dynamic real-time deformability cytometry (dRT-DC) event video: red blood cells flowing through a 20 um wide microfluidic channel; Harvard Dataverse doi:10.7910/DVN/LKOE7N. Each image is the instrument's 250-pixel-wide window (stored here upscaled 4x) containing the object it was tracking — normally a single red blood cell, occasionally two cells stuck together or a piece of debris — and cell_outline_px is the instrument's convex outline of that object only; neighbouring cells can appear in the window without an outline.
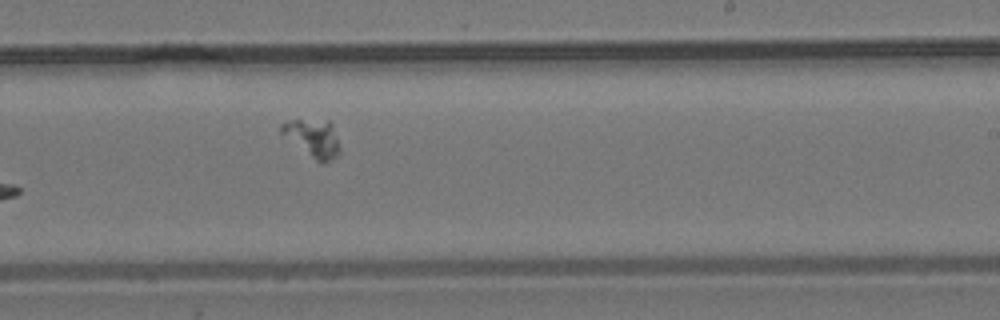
{"species": "common noctule bat (a hibernating species)", "species_latin": "Nyctalus noctula", "temperature_condition": "room temperature", "stored_images_in_passage": 10, "camera_frame_rate_fps": 3000, "um_per_image_px": 0.085, "animal": {"sex": "male", "body_mass_g": 19.2, "forearm_length_mm": 51.8}, "frame": {"image": 1, "passage_image": 10, "time_ms": 11.667, "image_size_px": [1000, 320], "cell_outline_px": [[340, 152], [336, 156], [324, 164], [320, 164], [280, 132], [280, 124], [292, 120], [328, 120], [332, 124], [340, 148]], "centroid_in_image_um": [26.62, 11.75], "position_along_channel_um": 262.4, "area_um2": 12.66}}